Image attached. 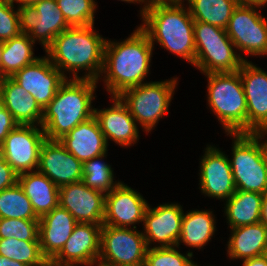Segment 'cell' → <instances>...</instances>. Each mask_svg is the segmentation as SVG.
Instances as JSON below:
<instances>
[{
  "label": "cell",
  "mask_w": 267,
  "mask_h": 266,
  "mask_svg": "<svg viewBox=\"0 0 267 266\" xmlns=\"http://www.w3.org/2000/svg\"><path fill=\"white\" fill-rule=\"evenodd\" d=\"M153 45L140 27L120 43L106 40L102 73L106 74L103 78L111 97L143 84L149 72Z\"/></svg>",
  "instance_id": "obj_1"
},
{
  "label": "cell",
  "mask_w": 267,
  "mask_h": 266,
  "mask_svg": "<svg viewBox=\"0 0 267 266\" xmlns=\"http://www.w3.org/2000/svg\"><path fill=\"white\" fill-rule=\"evenodd\" d=\"M93 28L94 24L69 27L56 36L45 50L50 62L65 77L64 72L67 70L73 73V79H90L98 82L104 66L106 39ZM81 69L88 70L84 77L77 75Z\"/></svg>",
  "instance_id": "obj_2"
},
{
  "label": "cell",
  "mask_w": 267,
  "mask_h": 266,
  "mask_svg": "<svg viewBox=\"0 0 267 266\" xmlns=\"http://www.w3.org/2000/svg\"><path fill=\"white\" fill-rule=\"evenodd\" d=\"M97 83L90 79H66L43 109L41 127L46 139L59 140L94 116L91 101L95 98L93 93Z\"/></svg>",
  "instance_id": "obj_3"
},
{
  "label": "cell",
  "mask_w": 267,
  "mask_h": 266,
  "mask_svg": "<svg viewBox=\"0 0 267 266\" xmlns=\"http://www.w3.org/2000/svg\"><path fill=\"white\" fill-rule=\"evenodd\" d=\"M182 4L150 5L143 14L140 28L149 36L152 44L160 46L193 64L196 45L194 20L189 9Z\"/></svg>",
  "instance_id": "obj_4"
},
{
  "label": "cell",
  "mask_w": 267,
  "mask_h": 266,
  "mask_svg": "<svg viewBox=\"0 0 267 266\" xmlns=\"http://www.w3.org/2000/svg\"><path fill=\"white\" fill-rule=\"evenodd\" d=\"M208 104L227 133H247V102L239 70L207 73Z\"/></svg>",
  "instance_id": "obj_5"
},
{
  "label": "cell",
  "mask_w": 267,
  "mask_h": 266,
  "mask_svg": "<svg viewBox=\"0 0 267 266\" xmlns=\"http://www.w3.org/2000/svg\"><path fill=\"white\" fill-rule=\"evenodd\" d=\"M234 136L233 156L229 160L236 190L264 194L267 191V164L264 143L265 133H228Z\"/></svg>",
  "instance_id": "obj_6"
},
{
  "label": "cell",
  "mask_w": 267,
  "mask_h": 266,
  "mask_svg": "<svg viewBox=\"0 0 267 266\" xmlns=\"http://www.w3.org/2000/svg\"><path fill=\"white\" fill-rule=\"evenodd\" d=\"M196 55L194 66L204 74L235 72L245 59L236 54V48L226 30L202 21H194Z\"/></svg>",
  "instance_id": "obj_7"
},
{
  "label": "cell",
  "mask_w": 267,
  "mask_h": 266,
  "mask_svg": "<svg viewBox=\"0 0 267 266\" xmlns=\"http://www.w3.org/2000/svg\"><path fill=\"white\" fill-rule=\"evenodd\" d=\"M176 85L177 78L143 83L126 89L118 97L127 106L135 121L149 132L167 113Z\"/></svg>",
  "instance_id": "obj_8"
},
{
  "label": "cell",
  "mask_w": 267,
  "mask_h": 266,
  "mask_svg": "<svg viewBox=\"0 0 267 266\" xmlns=\"http://www.w3.org/2000/svg\"><path fill=\"white\" fill-rule=\"evenodd\" d=\"M256 7L261 6L238 4L225 30L238 50L264 56L267 55V20Z\"/></svg>",
  "instance_id": "obj_9"
},
{
  "label": "cell",
  "mask_w": 267,
  "mask_h": 266,
  "mask_svg": "<svg viewBox=\"0 0 267 266\" xmlns=\"http://www.w3.org/2000/svg\"><path fill=\"white\" fill-rule=\"evenodd\" d=\"M133 229L102 225L100 255L97 261L124 266H144L148 249L146 240L143 233L136 230V226H133Z\"/></svg>",
  "instance_id": "obj_10"
},
{
  "label": "cell",
  "mask_w": 267,
  "mask_h": 266,
  "mask_svg": "<svg viewBox=\"0 0 267 266\" xmlns=\"http://www.w3.org/2000/svg\"><path fill=\"white\" fill-rule=\"evenodd\" d=\"M46 140L43 128L18 124L0 143V155L20 175L38 170L41 146Z\"/></svg>",
  "instance_id": "obj_11"
},
{
  "label": "cell",
  "mask_w": 267,
  "mask_h": 266,
  "mask_svg": "<svg viewBox=\"0 0 267 266\" xmlns=\"http://www.w3.org/2000/svg\"><path fill=\"white\" fill-rule=\"evenodd\" d=\"M20 30L46 50L54 38L70 26L58 8L56 0H41L34 5L18 7Z\"/></svg>",
  "instance_id": "obj_12"
},
{
  "label": "cell",
  "mask_w": 267,
  "mask_h": 266,
  "mask_svg": "<svg viewBox=\"0 0 267 266\" xmlns=\"http://www.w3.org/2000/svg\"><path fill=\"white\" fill-rule=\"evenodd\" d=\"M11 78L33 96L42 109L53 100L60 86L68 79L45 56L23 67Z\"/></svg>",
  "instance_id": "obj_13"
},
{
  "label": "cell",
  "mask_w": 267,
  "mask_h": 266,
  "mask_svg": "<svg viewBox=\"0 0 267 266\" xmlns=\"http://www.w3.org/2000/svg\"><path fill=\"white\" fill-rule=\"evenodd\" d=\"M102 226L77 223L61 251L49 262L53 266H94L100 255Z\"/></svg>",
  "instance_id": "obj_14"
},
{
  "label": "cell",
  "mask_w": 267,
  "mask_h": 266,
  "mask_svg": "<svg viewBox=\"0 0 267 266\" xmlns=\"http://www.w3.org/2000/svg\"><path fill=\"white\" fill-rule=\"evenodd\" d=\"M239 74L247 102V133L267 134V72L245 60Z\"/></svg>",
  "instance_id": "obj_15"
},
{
  "label": "cell",
  "mask_w": 267,
  "mask_h": 266,
  "mask_svg": "<svg viewBox=\"0 0 267 266\" xmlns=\"http://www.w3.org/2000/svg\"><path fill=\"white\" fill-rule=\"evenodd\" d=\"M38 171L60 188L82 181L83 163L59 140L46 139L41 146Z\"/></svg>",
  "instance_id": "obj_16"
},
{
  "label": "cell",
  "mask_w": 267,
  "mask_h": 266,
  "mask_svg": "<svg viewBox=\"0 0 267 266\" xmlns=\"http://www.w3.org/2000/svg\"><path fill=\"white\" fill-rule=\"evenodd\" d=\"M59 205L78 223L103 225L105 194L87 187L82 181L59 188Z\"/></svg>",
  "instance_id": "obj_17"
},
{
  "label": "cell",
  "mask_w": 267,
  "mask_h": 266,
  "mask_svg": "<svg viewBox=\"0 0 267 266\" xmlns=\"http://www.w3.org/2000/svg\"><path fill=\"white\" fill-rule=\"evenodd\" d=\"M148 203L140 193L123 183L105 194L103 225L128 228L142 222Z\"/></svg>",
  "instance_id": "obj_18"
},
{
  "label": "cell",
  "mask_w": 267,
  "mask_h": 266,
  "mask_svg": "<svg viewBox=\"0 0 267 266\" xmlns=\"http://www.w3.org/2000/svg\"><path fill=\"white\" fill-rule=\"evenodd\" d=\"M200 164V189L209 197L228 200L235 192L228 157L216 147L208 146Z\"/></svg>",
  "instance_id": "obj_19"
},
{
  "label": "cell",
  "mask_w": 267,
  "mask_h": 266,
  "mask_svg": "<svg viewBox=\"0 0 267 266\" xmlns=\"http://www.w3.org/2000/svg\"><path fill=\"white\" fill-rule=\"evenodd\" d=\"M184 211L178 204H163L155 208L148 205L144 214L143 233L147 247L159 242V247H172L178 244Z\"/></svg>",
  "instance_id": "obj_20"
},
{
  "label": "cell",
  "mask_w": 267,
  "mask_h": 266,
  "mask_svg": "<svg viewBox=\"0 0 267 266\" xmlns=\"http://www.w3.org/2000/svg\"><path fill=\"white\" fill-rule=\"evenodd\" d=\"M112 99V107L101 110L95 108L94 117L107 144L110 139L121 146H131L139 139L136 121L118 96Z\"/></svg>",
  "instance_id": "obj_21"
},
{
  "label": "cell",
  "mask_w": 267,
  "mask_h": 266,
  "mask_svg": "<svg viewBox=\"0 0 267 266\" xmlns=\"http://www.w3.org/2000/svg\"><path fill=\"white\" fill-rule=\"evenodd\" d=\"M77 223L60 205L39 218L40 248L48 262L61 251Z\"/></svg>",
  "instance_id": "obj_22"
},
{
  "label": "cell",
  "mask_w": 267,
  "mask_h": 266,
  "mask_svg": "<svg viewBox=\"0 0 267 266\" xmlns=\"http://www.w3.org/2000/svg\"><path fill=\"white\" fill-rule=\"evenodd\" d=\"M59 141L82 163L106 154L109 145L94 116L75 126Z\"/></svg>",
  "instance_id": "obj_23"
},
{
  "label": "cell",
  "mask_w": 267,
  "mask_h": 266,
  "mask_svg": "<svg viewBox=\"0 0 267 266\" xmlns=\"http://www.w3.org/2000/svg\"><path fill=\"white\" fill-rule=\"evenodd\" d=\"M0 96L4 107L12 114L18 124L35 125L38 123L37 126L41 127L43 109L35 98L11 77L0 79Z\"/></svg>",
  "instance_id": "obj_24"
},
{
  "label": "cell",
  "mask_w": 267,
  "mask_h": 266,
  "mask_svg": "<svg viewBox=\"0 0 267 266\" xmlns=\"http://www.w3.org/2000/svg\"><path fill=\"white\" fill-rule=\"evenodd\" d=\"M18 184L30 200L38 218L59 205V187L38 170L18 175Z\"/></svg>",
  "instance_id": "obj_25"
},
{
  "label": "cell",
  "mask_w": 267,
  "mask_h": 266,
  "mask_svg": "<svg viewBox=\"0 0 267 266\" xmlns=\"http://www.w3.org/2000/svg\"><path fill=\"white\" fill-rule=\"evenodd\" d=\"M230 229L232 236L229 237L227 253L231 259L259 257L267 250V227L263 223Z\"/></svg>",
  "instance_id": "obj_26"
},
{
  "label": "cell",
  "mask_w": 267,
  "mask_h": 266,
  "mask_svg": "<svg viewBox=\"0 0 267 266\" xmlns=\"http://www.w3.org/2000/svg\"><path fill=\"white\" fill-rule=\"evenodd\" d=\"M263 194L236 190L226 201L225 214L231 228L260 222Z\"/></svg>",
  "instance_id": "obj_27"
},
{
  "label": "cell",
  "mask_w": 267,
  "mask_h": 266,
  "mask_svg": "<svg viewBox=\"0 0 267 266\" xmlns=\"http://www.w3.org/2000/svg\"><path fill=\"white\" fill-rule=\"evenodd\" d=\"M214 221L212 211L193 210L183 214L177 248L180 242L193 248H202L215 232Z\"/></svg>",
  "instance_id": "obj_28"
},
{
  "label": "cell",
  "mask_w": 267,
  "mask_h": 266,
  "mask_svg": "<svg viewBox=\"0 0 267 266\" xmlns=\"http://www.w3.org/2000/svg\"><path fill=\"white\" fill-rule=\"evenodd\" d=\"M34 41L27 34H20L4 42L0 62V78L12 77L23 67L34 63L38 57H34Z\"/></svg>",
  "instance_id": "obj_29"
},
{
  "label": "cell",
  "mask_w": 267,
  "mask_h": 266,
  "mask_svg": "<svg viewBox=\"0 0 267 266\" xmlns=\"http://www.w3.org/2000/svg\"><path fill=\"white\" fill-rule=\"evenodd\" d=\"M189 12L194 21H202L226 29L234 9L239 4L236 0H187Z\"/></svg>",
  "instance_id": "obj_30"
},
{
  "label": "cell",
  "mask_w": 267,
  "mask_h": 266,
  "mask_svg": "<svg viewBox=\"0 0 267 266\" xmlns=\"http://www.w3.org/2000/svg\"><path fill=\"white\" fill-rule=\"evenodd\" d=\"M0 255L26 266H46L49 263L42 255L39 240H18L15 237L0 238Z\"/></svg>",
  "instance_id": "obj_31"
},
{
  "label": "cell",
  "mask_w": 267,
  "mask_h": 266,
  "mask_svg": "<svg viewBox=\"0 0 267 266\" xmlns=\"http://www.w3.org/2000/svg\"><path fill=\"white\" fill-rule=\"evenodd\" d=\"M0 218L39 220L18 183L0 191Z\"/></svg>",
  "instance_id": "obj_32"
},
{
  "label": "cell",
  "mask_w": 267,
  "mask_h": 266,
  "mask_svg": "<svg viewBox=\"0 0 267 266\" xmlns=\"http://www.w3.org/2000/svg\"><path fill=\"white\" fill-rule=\"evenodd\" d=\"M106 154L96 156L83 163L82 182L89 188L105 194L111 192L120 182L113 183L114 175L111 166L99 161Z\"/></svg>",
  "instance_id": "obj_33"
},
{
  "label": "cell",
  "mask_w": 267,
  "mask_h": 266,
  "mask_svg": "<svg viewBox=\"0 0 267 266\" xmlns=\"http://www.w3.org/2000/svg\"><path fill=\"white\" fill-rule=\"evenodd\" d=\"M58 8L70 27L94 24V0H56Z\"/></svg>",
  "instance_id": "obj_34"
},
{
  "label": "cell",
  "mask_w": 267,
  "mask_h": 266,
  "mask_svg": "<svg viewBox=\"0 0 267 266\" xmlns=\"http://www.w3.org/2000/svg\"><path fill=\"white\" fill-rule=\"evenodd\" d=\"M175 247H149L144 266H198L190 259L193 256L192 252H188L185 256Z\"/></svg>",
  "instance_id": "obj_35"
},
{
  "label": "cell",
  "mask_w": 267,
  "mask_h": 266,
  "mask_svg": "<svg viewBox=\"0 0 267 266\" xmlns=\"http://www.w3.org/2000/svg\"><path fill=\"white\" fill-rule=\"evenodd\" d=\"M39 240V220L0 218V238Z\"/></svg>",
  "instance_id": "obj_36"
},
{
  "label": "cell",
  "mask_w": 267,
  "mask_h": 266,
  "mask_svg": "<svg viewBox=\"0 0 267 266\" xmlns=\"http://www.w3.org/2000/svg\"><path fill=\"white\" fill-rule=\"evenodd\" d=\"M10 0H0V40L5 42L21 34L18 9Z\"/></svg>",
  "instance_id": "obj_37"
},
{
  "label": "cell",
  "mask_w": 267,
  "mask_h": 266,
  "mask_svg": "<svg viewBox=\"0 0 267 266\" xmlns=\"http://www.w3.org/2000/svg\"><path fill=\"white\" fill-rule=\"evenodd\" d=\"M18 183V174L0 155V191L15 186Z\"/></svg>",
  "instance_id": "obj_38"
},
{
  "label": "cell",
  "mask_w": 267,
  "mask_h": 266,
  "mask_svg": "<svg viewBox=\"0 0 267 266\" xmlns=\"http://www.w3.org/2000/svg\"><path fill=\"white\" fill-rule=\"evenodd\" d=\"M17 125L18 123L14 120L12 114L4 107L0 96V143Z\"/></svg>",
  "instance_id": "obj_39"
},
{
  "label": "cell",
  "mask_w": 267,
  "mask_h": 266,
  "mask_svg": "<svg viewBox=\"0 0 267 266\" xmlns=\"http://www.w3.org/2000/svg\"><path fill=\"white\" fill-rule=\"evenodd\" d=\"M148 2V3H147ZM184 0H146V4L141 10V16L145 13V10L147 9L148 6L150 5H156V4H183Z\"/></svg>",
  "instance_id": "obj_40"
},
{
  "label": "cell",
  "mask_w": 267,
  "mask_h": 266,
  "mask_svg": "<svg viewBox=\"0 0 267 266\" xmlns=\"http://www.w3.org/2000/svg\"><path fill=\"white\" fill-rule=\"evenodd\" d=\"M243 266H267L263 256L243 260Z\"/></svg>",
  "instance_id": "obj_41"
},
{
  "label": "cell",
  "mask_w": 267,
  "mask_h": 266,
  "mask_svg": "<svg viewBox=\"0 0 267 266\" xmlns=\"http://www.w3.org/2000/svg\"><path fill=\"white\" fill-rule=\"evenodd\" d=\"M260 222L267 227V191L263 194Z\"/></svg>",
  "instance_id": "obj_42"
},
{
  "label": "cell",
  "mask_w": 267,
  "mask_h": 266,
  "mask_svg": "<svg viewBox=\"0 0 267 266\" xmlns=\"http://www.w3.org/2000/svg\"><path fill=\"white\" fill-rule=\"evenodd\" d=\"M0 266H26L25 264L0 255Z\"/></svg>",
  "instance_id": "obj_43"
},
{
  "label": "cell",
  "mask_w": 267,
  "mask_h": 266,
  "mask_svg": "<svg viewBox=\"0 0 267 266\" xmlns=\"http://www.w3.org/2000/svg\"><path fill=\"white\" fill-rule=\"evenodd\" d=\"M239 4H256L260 6L266 5V0H236Z\"/></svg>",
  "instance_id": "obj_44"
},
{
  "label": "cell",
  "mask_w": 267,
  "mask_h": 266,
  "mask_svg": "<svg viewBox=\"0 0 267 266\" xmlns=\"http://www.w3.org/2000/svg\"><path fill=\"white\" fill-rule=\"evenodd\" d=\"M12 3L19 2V7L26 6V5H34L35 3L41 0H10Z\"/></svg>",
  "instance_id": "obj_45"
},
{
  "label": "cell",
  "mask_w": 267,
  "mask_h": 266,
  "mask_svg": "<svg viewBox=\"0 0 267 266\" xmlns=\"http://www.w3.org/2000/svg\"><path fill=\"white\" fill-rule=\"evenodd\" d=\"M97 262H98L97 266H124V265L109 263L106 261H97Z\"/></svg>",
  "instance_id": "obj_46"
},
{
  "label": "cell",
  "mask_w": 267,
  "mask_h": 266,
  "mask_svg": "<svg viewBox=\"0 0 267 266\" xmlns=\"http://www.w3.org/2000/svg\"><path fill=\"white\" fill-rule=\"evenodd\" d=\"M264 155L267 164V140L264 141Z\"/></svg>",
  "instance_id": "obj_47"
},
{
  "label": "cell",
  "mask_w": 267,
  "mask_h": 266,
  "mask_svg": "<svg viewBox=\"0 0 267 266\" xmlns=\"http://www.w3.org/2000/svg\"><path fill=\"white\" fill-rule=\"evenodd\" d=\"M3 49H4V42L0 40V62H1Z\"/></svg>",
  "instance_id": "obj_48"
},
{
  "label": "cell",
  "mask_w": 267,
  "mask_h": 266,
  "mask_svg": "<svg viewBox=\"0 0 267 266\" xmlns=\"http://www.w3.org/2000/svg\"><path fill=\"white\" fill-rule=\"evenodd\" d=\"M121 1H124V2L126 1V2H130V3H131V2H132V3H134V2H135V3H136V2H137V3H140V2H142V3L144 2V3H145V0H121Z\"/></svg>",
  "instance_id": "obj_49"
},
{
  "label": "cell",
  "mask_w": 267,
  "mask_h": 266,
  "mask_svg": "<svg viewBox=\"0 0 267 266\" xmlns=\"http://www.w3.org/2000/svg\"><path fill=\"white\" fill-rule=\"evenodd\" d=\"M262 256L264 257V259H265V261H266V264H267V250L263 253Z\"/></svg>",
  "instance_id": "obj_50"
}]
</instances>
